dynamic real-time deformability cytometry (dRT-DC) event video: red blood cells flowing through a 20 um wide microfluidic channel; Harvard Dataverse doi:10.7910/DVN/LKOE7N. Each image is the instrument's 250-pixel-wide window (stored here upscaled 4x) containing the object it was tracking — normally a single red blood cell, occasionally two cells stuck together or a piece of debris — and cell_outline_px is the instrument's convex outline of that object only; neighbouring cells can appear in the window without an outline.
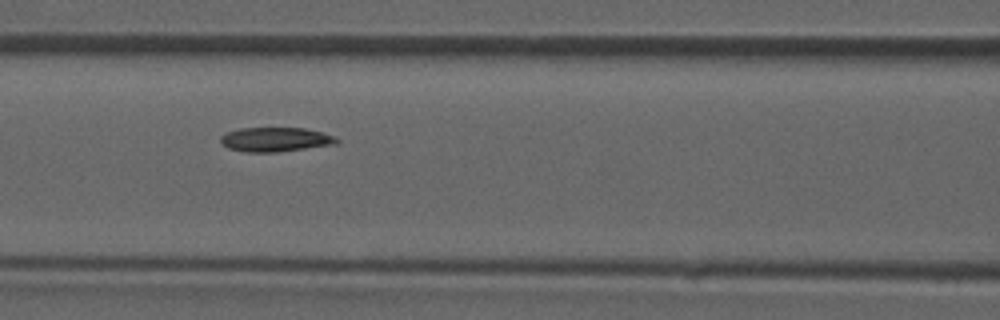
{"species": "common noctule bat (a hibernating species)", "species_latin": "Nyctalus noctula", "temperature_condition": "room temperature", "stored_images_in_passage": 47, "camera_frame_rate_fps": 3000, "um_per_image_px": 0.085, "animal": {"sex": "male", "forearm_length_mm": 52.5}, "frame": {"image": 1, "passage_image": 21, "time_ms": 6.667, "image_size_px": [1000, 320], "cell_outline_px": [[340, 144], [276, 152], [244, 152], [228, 148], [220, 140], [220, 136], [228, 132], [240, 128], [304, 128], [336, 136], [340, 140]], "centroid_in_image_um": [23.46, 11.86], "position_along_channel_um": 143.1, "area_um2": 16.53}}